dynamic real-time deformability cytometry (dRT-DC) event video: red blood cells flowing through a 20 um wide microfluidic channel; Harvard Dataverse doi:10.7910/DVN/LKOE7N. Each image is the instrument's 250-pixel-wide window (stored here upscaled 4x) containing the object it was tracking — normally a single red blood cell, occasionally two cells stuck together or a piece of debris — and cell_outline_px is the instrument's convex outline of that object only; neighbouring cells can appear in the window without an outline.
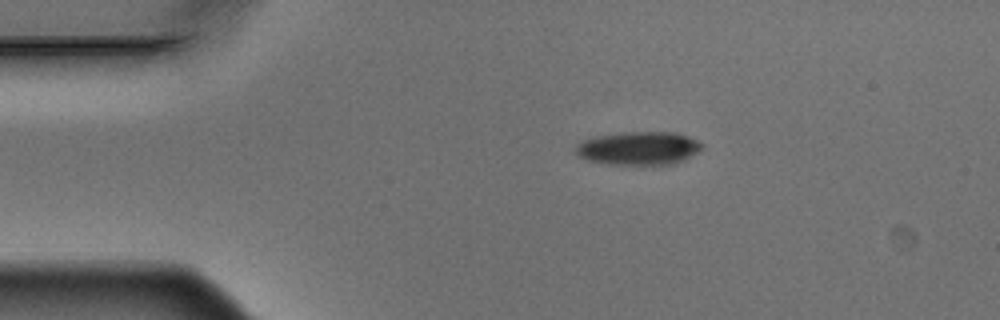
{"species": "Egyptian fruit bat (a non-hibernating species)", "species_latin": "Rousettus aegyptiacus", "temperature_condition": "warm", "stored_images_in_passage": 5, "camera_frame_rate_fps": 3000, "um_per_image_px": 0.085, "animal": {"sex": "male"}, "frame": {"image": 1, "passage_image": 2, "time_ms": 0.333, "image_size_px": [1000, 320], "cell_outline_px": [[704, 144], [696, 152], [684, 160], [672, 164], [608, 164], [588, 160], [580, 156], [576, 152], [576, 144], [584, 140], [596, 136], [624, 132], [676, 132], [688, 136]], "centroid_in_image_um": [54.28, 12.59], "position_along_channel_um": 30.7, "area_um2": 24.28}}
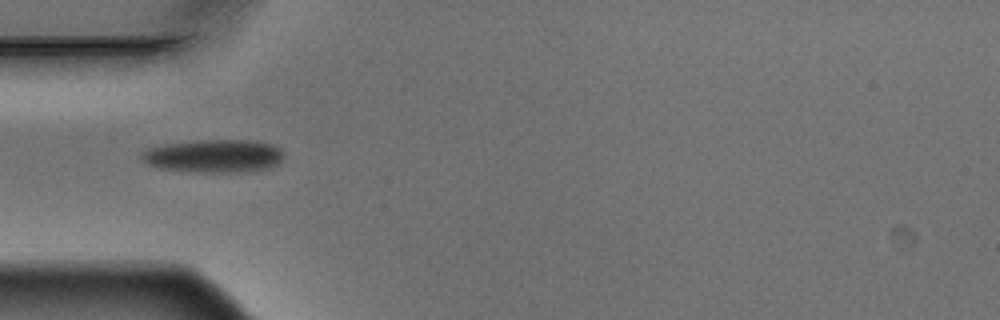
{"frame": {"image": 2, "passage_image": 4, "time_ms": 1.0, "image_size_px": [1000, 320], "cell_outline_px": [[284, 156], [276, 164], [268, 168], [232, 172], [196, 172], [160, 168], [148, 164], [140, 156], [148, 148], [168, 144], [196, 140], [248, 140], [272, 144], [280, 148]], "centroid_in_image_um": [18.18, 13.25], "position_along_channel_um": 66.8, "area_um2": 26.99}}
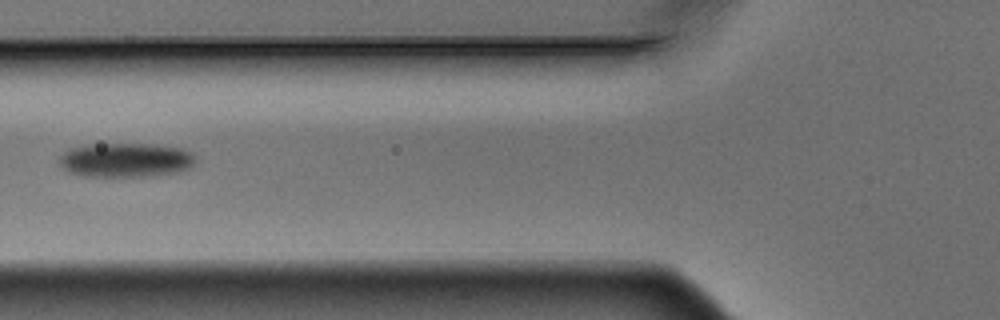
{"frame": {"image": 3, "passage_image": 5, "time_ms": 1.333, "image_size_px": [1000, 320], "cell_outline_px": [[196, 160], [188, 168], [176, 172], [148, 176], [80, 176], [68, 172], [60, 164], [60, 156], [64, 152], [72, 148], [88, 144], [156, 144], [180, 148], [192, 152], [196, 156]], "centroid_in_image_um": [10.69, 13.6], "position_along_channel_um": 115.1, "area_um2": 27.17}}